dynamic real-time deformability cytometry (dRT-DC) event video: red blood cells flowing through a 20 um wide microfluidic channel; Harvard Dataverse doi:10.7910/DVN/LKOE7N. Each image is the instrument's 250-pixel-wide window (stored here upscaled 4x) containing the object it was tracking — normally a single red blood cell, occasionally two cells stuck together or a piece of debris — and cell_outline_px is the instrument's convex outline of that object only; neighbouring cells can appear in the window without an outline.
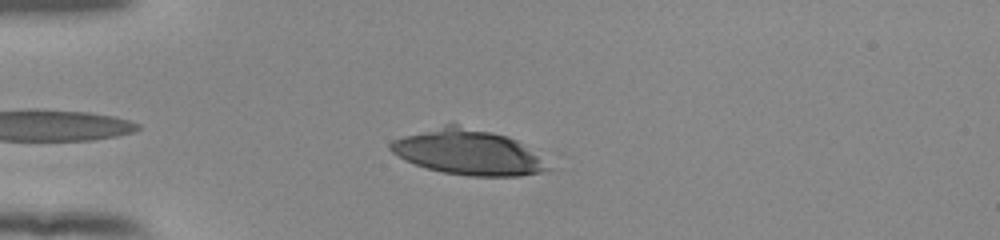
{"species": "human", "species_latin": "Homo sapiens", "temperature_condition": "room temperature", "stored_images_in_passage": 39, "camera_frame_rate_fps": 3000, "um_per_image_px": 0.085, "donor": {"sex": "female"}, "frame": {"image": 1, "passage_image": 5, "time_ms": 1.333, "image_size_px": [1000, 240], "cell_outline_px": [[552, 168], [540, 172], [520, 176], [468, 176], [444, 172], [428, 168], [404, 160], [392, 152], [388, 148], [388, 144], [392, 140], [404, 136], [444, 124], [456, 124], [492, 132], [508, 136], [516, 140]], "centroid_in_image_um": [39.73, 12.94], "position_along_channel_um": 45.3, "area_um2": 40.92}}
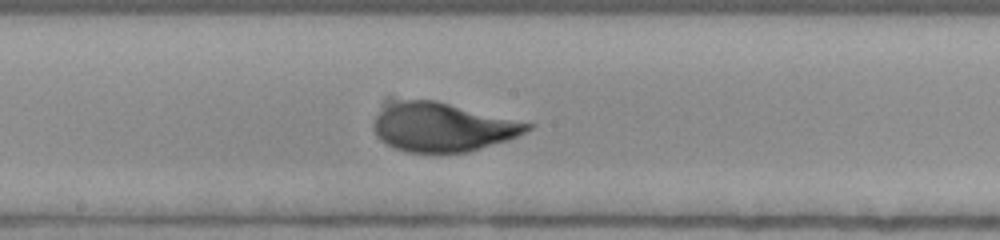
{"frame": {"image": 2, "passage_image": 20, "time_ms": 6.333, "image_size_px": [1000, 240], "cell_outline_px": [[536, 124], [532, 128], [508, 140], [468, 152], [408, 152], [396, 148], [380, 140], [376, 136], [372, 128], [372, 124], [384, 96], [392, 96], [436, 100]], "centroid_in_image_um": [37.48, 10.72], "position_along_channel_um": 210.7, "area_um2": 45.26}}
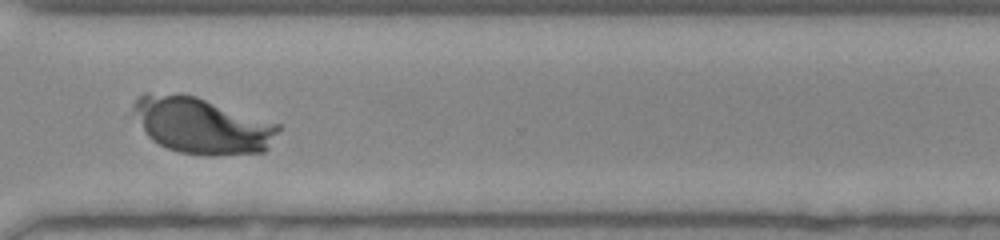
{"frame": {"image": 3, "passage_image": 31, "time_ms": 10.0, "image_size_px": [1000, 240], "cell_outline_px": [[280, 128], [268, 148], [264, 152], [216, 156], [204, 156], [180, 152], [168, 148], [152, 140], [148, 136], [132, 104], [136, 96], [144, 92], [196, 96], [280, 124]], "centroid_in_image_um": [17.2, 10.68], "position_along_channel_um": 353.4, "area_um2": 47.05}, "authors_computed_cell_mechanics": {"area_um2": 45.2574, "velocity_mm_per_s": 3.8793, "shape_relaxation_time_tau1_ms": 3.1624, "shape_relaxation_time_tau2_ms": null, "deformation_change_tau1": 0.1538, "deformation_change_tau2": null}}